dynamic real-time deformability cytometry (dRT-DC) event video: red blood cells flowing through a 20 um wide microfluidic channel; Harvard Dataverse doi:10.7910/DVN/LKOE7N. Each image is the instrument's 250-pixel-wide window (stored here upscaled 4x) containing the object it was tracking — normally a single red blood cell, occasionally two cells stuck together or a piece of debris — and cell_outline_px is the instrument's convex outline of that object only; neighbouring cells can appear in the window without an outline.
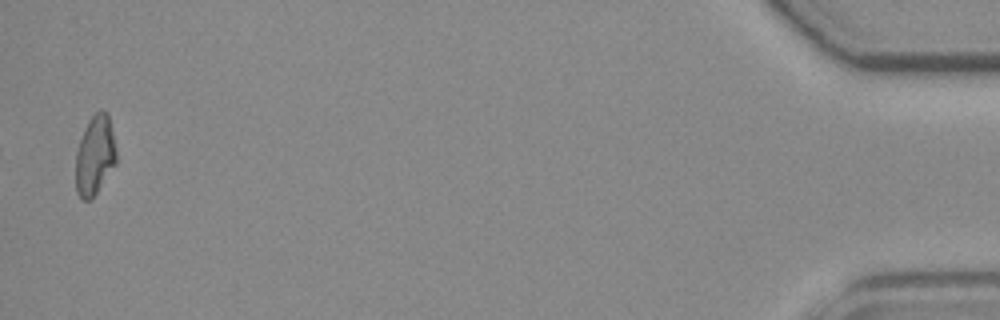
{"species": "common noctule bat (a hibernating species)", "species_latin": "Nyctalus noctula", "temperature_condition": "room temperature", "stored_images_in_passage": 41, "camera_frame_rate_fps": 3000, "um_per_image_px": 0.085, "animal": {"sex": "female", "body_mass_g": 19.3, "forearm_length_mm": 54.1}, "frame": {"image": 1, "passage_image": 41, "time_ms": 13.333, "image_size_px": [1000, 320], "cell_outline_px": [[116, 164], [96, 192], [88, 200], [80, 200], [76, 192], [76, 152], [80, 140], [88, 120], [100, 108], [108, 112], [116, 148]], "centroid_in_image_um": [8.07, 13.18], "position_along_channel_um": 427.1, "area_um2": 18.79}}